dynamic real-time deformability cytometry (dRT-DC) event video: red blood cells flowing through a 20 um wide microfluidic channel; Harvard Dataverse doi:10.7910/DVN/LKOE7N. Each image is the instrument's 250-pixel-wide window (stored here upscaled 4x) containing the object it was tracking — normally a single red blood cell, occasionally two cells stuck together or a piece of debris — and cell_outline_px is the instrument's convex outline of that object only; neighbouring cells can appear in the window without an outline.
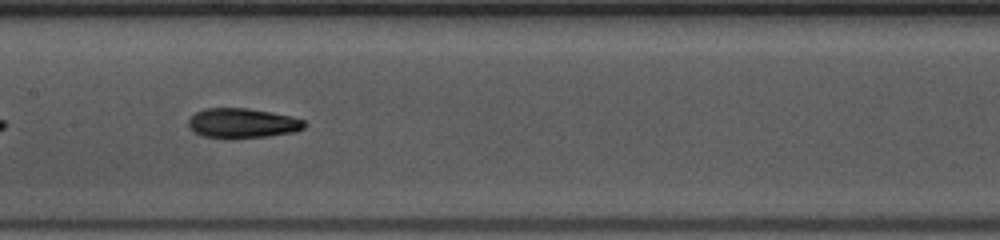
{"species": "common noctule bat (a hibernating species)", "species_latin": "Nyctalus noctula", "temperature_condition": "warm", "stored_images_in_passage": 38, "camera_frame_rate_fps": 3000, "um_per_image_px": 0.085, "animal": {"sex": "female", "body_mass_g": 10.0, "forearm_length_mm": 53.1}, "frame": {"image": 1, "passage_image": 12, "time_ms": 3.667, "image_size_px": [1000, 240], "cell_outline_px": [[308, 124], [304, 128], [296, 132], [268, 136], [204, 136], [196, 132], [188, 124], [188, 120], [196, 112], [204, 108], [248, 108], [288, 116], [304, 120]], "centroid_in_image_um": [20.65, 10.43], "position_along_channel_um": 186.7, "area_um2": 19.36}, "authors_computed_cell_mechanics": {"area_um2": 19.7387, "velocity_mm_per_s": 4.064, "shape_relaxation_time_tau1_ms": 4.84, "shape_relaxation_time_tau2_ms": 3.1859, "deformation_change_tau1": 0.142, "deformation_change_tau2": 0.1192}}